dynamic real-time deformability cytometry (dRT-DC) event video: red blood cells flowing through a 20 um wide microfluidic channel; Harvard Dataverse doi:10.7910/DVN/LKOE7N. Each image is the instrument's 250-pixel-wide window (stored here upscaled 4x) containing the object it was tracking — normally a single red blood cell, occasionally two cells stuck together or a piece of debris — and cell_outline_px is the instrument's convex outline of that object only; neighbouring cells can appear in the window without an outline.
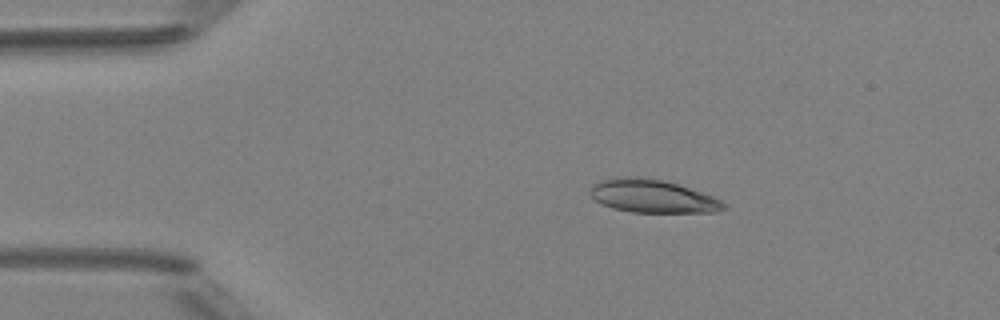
{"species": "Egyptian fruit bat (a non-hibernating species)", "species_latin": "Rousettus aegyptiacus", "temperature_condition": "room temperature", "stored_images_in_passage": 5, "camera_frame_rate_fps": 3000, "um_per_image_px": 0.085, "animal": {"sex": "female"}, "frame": {"image": 1, "passage_image": 2, "time_ms": 1.333, "image_size_px": [1000, 320], "cell_outline_px": [[728, 204], [724, 208], [716, 212], [632, 212], [612, 208], [596, 200], [588, 192], [592, 184], [600, 180], [616, 176], [636, 176], [664, 180], [712, 196]], "centroid_in_image_um": [55.41, 16.66], "position_along_channel_um": 29.6, "area_um2": 25.72}}
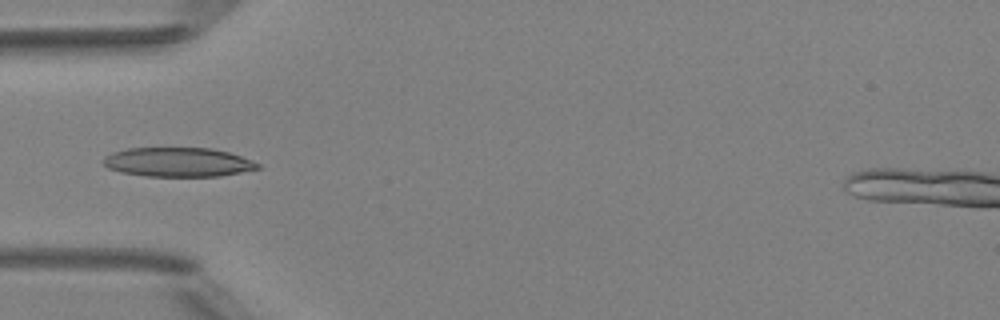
{"frame": {"image": 2, "passage_image": 4, "time_ms": 3.667, "image_size_px": [1000, 320], "cell_outline_px": [[260, 168], [220, 176], [148, 176], [120, 172], [108, 168], [104, 164], [104, 156], [112, 152], [128, 148], [212, 148], [228, 152], [252, 160], [260, 164]], "centroid_in_image_um": [15.12, 13.78], "position_along_channel_um": 69.9, "area_um2": 26.18}}
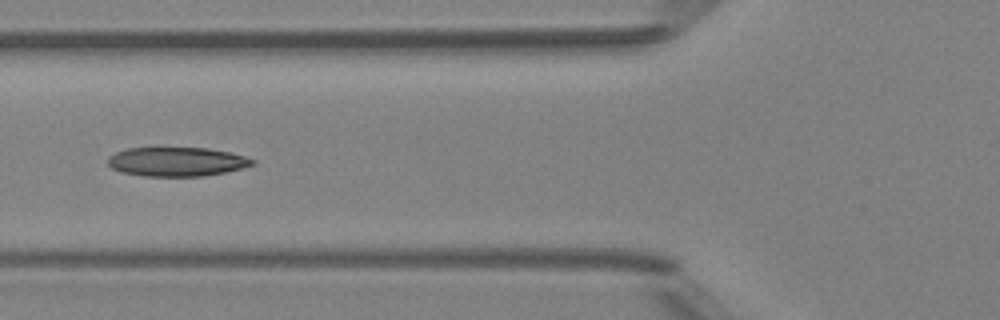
{"frame": {"image": 3, "passage_image": 5, "time_ms": 4.667, "image_size_px": [1000, 320], "cell_outline_px": [[256, 164], [224, 172], [204, 176], [144, 176], [124, 172], [112, 168], [108, 164], [108, 156], [116, 152], [128, 148], [208, 148], [228, 152], [244, 156], [256, 160]], "centroid_in_image_um": [15.03, 13.74], "position_along_channel_um": 110.8, "area_um2": 24.33}}